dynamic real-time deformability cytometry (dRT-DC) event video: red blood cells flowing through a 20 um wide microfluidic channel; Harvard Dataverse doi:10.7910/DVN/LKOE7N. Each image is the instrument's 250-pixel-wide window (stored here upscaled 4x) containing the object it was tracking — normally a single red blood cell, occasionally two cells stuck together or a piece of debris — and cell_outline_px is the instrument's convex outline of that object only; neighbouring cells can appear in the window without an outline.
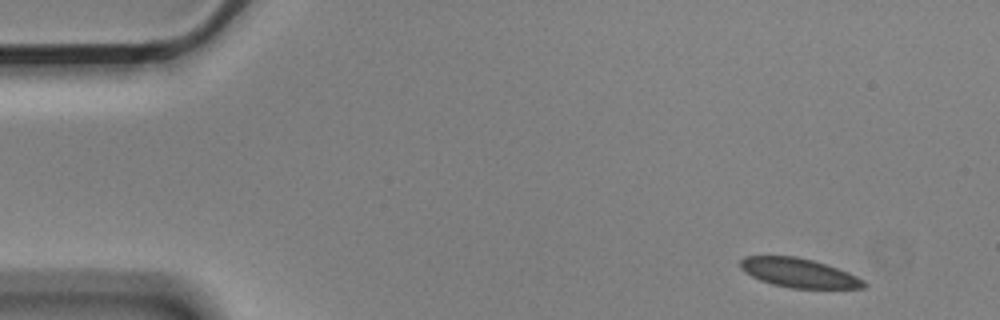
{"species": "Egyptian fruit bat (a non-hibernating species)", "species_latin": "Rousettus aegyptiacus", "temperature_condition": "cold", "stored_images_in_passage": 4, "camera_frame_rate_fps": 3000, "um_per_image_px": 0.085, "animal": {"sex": "male"}, "frame": {"image": 1, "passage_image": 1, "time_ms": 0.0, "image_size_px": [1000, 320], "cell_outline_px": [[868, 284], [864, 288], [792, 288], [772, 284], [760, 280], [744, 272], [740, 268], [740, 260], [744, 256], [796, 256], [812, 260], [848, 272], [864, 280]], "centroid_in_image_um": [67.88, 23.19], "position_along_channel_um": 17.1, "area_um2": 20.87}}
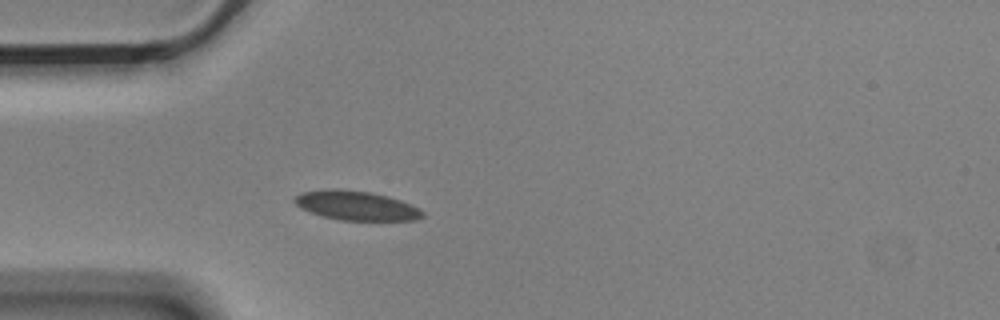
{"frame": {"image": 2, "passage_image": 4, "time_ms": 1.0, "image_size_px": [1000, 320], "cell_outline_px": [[424, 216], [416, 220], [340, 220], [308, 212], [300, 208], [292, 200], [300, 192], [328, 188], [336, 188], [372, 192], [388, 196], [412, 204], [420, 208], [424, 212]], "centroid_in_image_um": [30.27, 17.46], "position_along_channel_um": 54.7, "area_um2": 22.14}}